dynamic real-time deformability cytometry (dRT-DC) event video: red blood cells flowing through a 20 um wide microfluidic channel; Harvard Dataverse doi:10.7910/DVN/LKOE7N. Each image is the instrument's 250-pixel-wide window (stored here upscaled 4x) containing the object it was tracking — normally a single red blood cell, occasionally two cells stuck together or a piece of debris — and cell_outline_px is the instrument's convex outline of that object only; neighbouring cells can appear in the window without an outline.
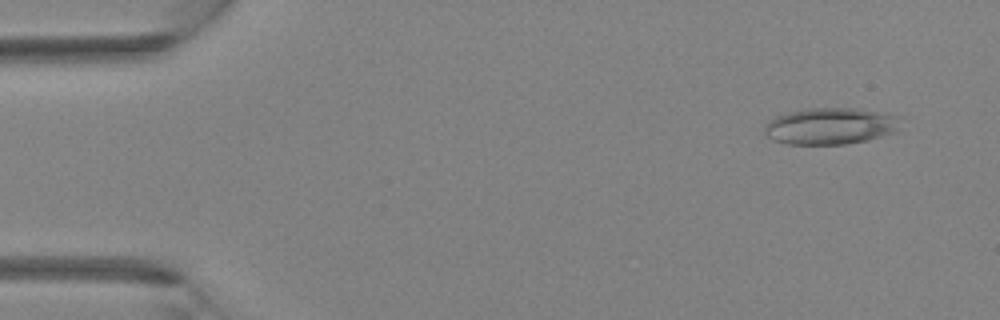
{"species": "Egyptian fruit bat (a non-hibernating species)", "species_latin": "Rousettus aegyptiacus", "temperature_condition": "room temperature", "stored_images_in_passage": 40, "camera_frame_rate_fps": 3000, "um_per_image_px": 0.085, "animal": {"sex": "female"}, "frame": {"image": 1, "passage_image": 3, "time_ms": 0.667, "image_size_px": [1000, 320], "cell_outline_px": [[896, 132], [868, 140], [844, 144], [788, 144], [772, 140], [764, 132], [764, 124], [768, 120], [776, 116], [788, 112], [812, 108], [852, 108], [880, 112], [892, 116]], "centroid_in_image_um": [70.44, 10.73], "position_along_channel_um": 14.6, "area_um2": 28.44}}
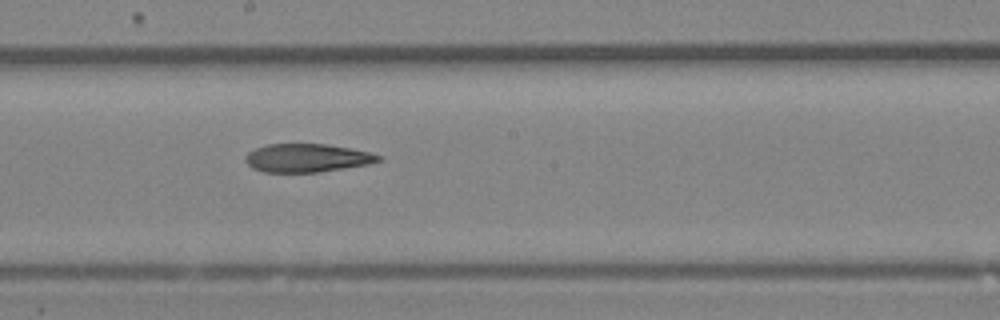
{"frame": {"image": 2, "passage_image": 22, "time_ms": 7.0, "image_size_px": [1000, 320], "cell_outline_px": [[384, 160], [368, 164], [320, 172], [264, 172], [252, 168], [244, 160], [244, 156], [248, 152], [256, 148], [268, 144], [324, 144], [348, 148], [368, 152], [384, 156]], "centroid_in_image_um": [26.09, 13.43], "position_along_channel_um": 222.1, "area_um2": 21.96}}
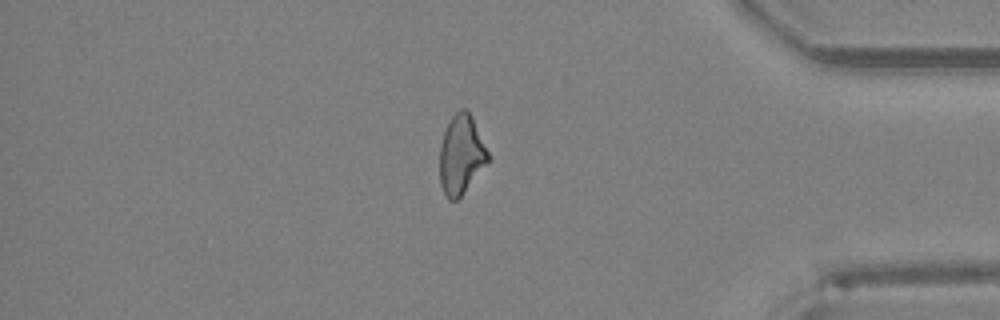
{"frame": {"image": 3, "passage_image": 34, "time_ms": 11.0, "image_size_px": [1000, 320], "cell_outline_px": [[488, 164], [460, 196], [456, 200], [448, 200], [440, 184], [440, 144], [444, 132], [452, 116], [460, 108], [464, 108], [472, 116], [488, 152]], "centroid_in_image_um": [39.2, 13.15], "position_along_channel_um": 396.0, "area_um2": 22.08}}